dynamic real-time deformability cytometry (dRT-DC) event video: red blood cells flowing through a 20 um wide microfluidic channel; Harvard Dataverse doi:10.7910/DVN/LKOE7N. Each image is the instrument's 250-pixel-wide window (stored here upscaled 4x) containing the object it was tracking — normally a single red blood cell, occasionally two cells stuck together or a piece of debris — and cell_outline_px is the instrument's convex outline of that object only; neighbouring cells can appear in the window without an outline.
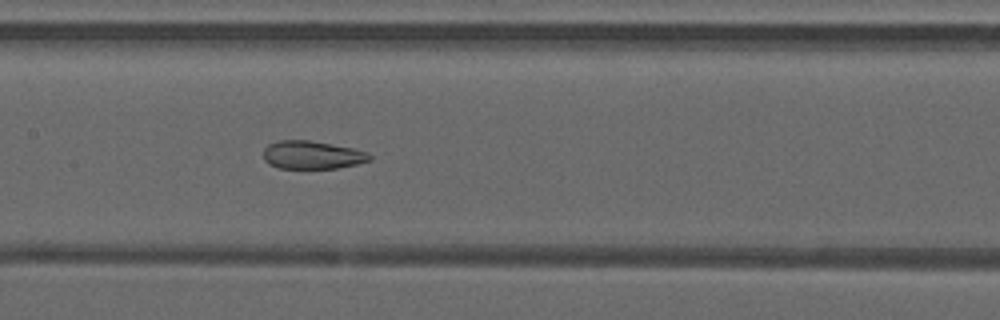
{"species": "common noctule bat (a hibernating species)", "species_latin": "Nyctalus noctula", "temperature_condition": "warm", "stored_images_in_passage": 41, "camera_frame_rate_fps": 3000, "um_per_image_px": 0.085, "animal": {"sex": "male", "forearm_length_mm": 52.5}, "frame": {"image": 1, "passage_image": 17, "time_ms": 5.333, "image_size_px": [1000, 320], "cell_outline_px": [[372, 160], [356, 164], [336, 168], [280, 168], [268, 164], [264, 160], [264, 148], [268, 144], [280, 140], [308, 140], [352, 148], [368, 152], [372, 156]], "centroid_in_image_um": [26.53, 13.17], "position_along_channel_um": 180.9, "area_um2": 17.34}}
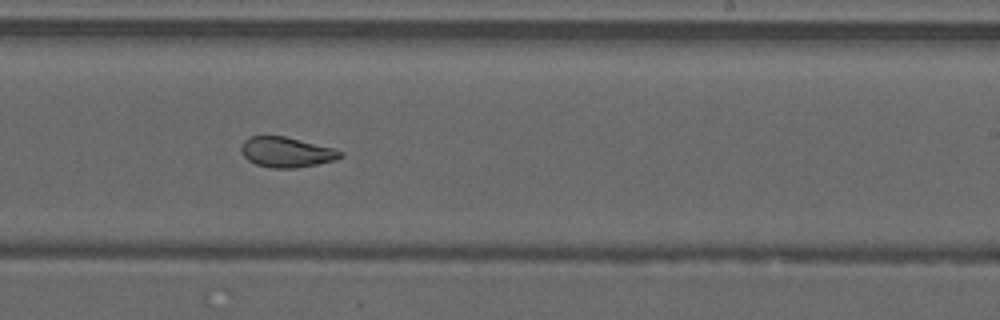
{"frame": {"image": 2, "passage_image": 23, "time_ms": 7.333, "image_size_px": [1000, 320], "cell_outline_px": [[344, 156], [336, 160], [296, 168], [272, 168], [256, 164], [248, 160], [240, 152], [240, 148], [244, 140], [248, 136], [284, 136], [332, 148], [344, 152]], "centroid_in_image_um": [24.33, 12.93], "position_along_channel_um": 264.7, "area_um2": 17.46}}
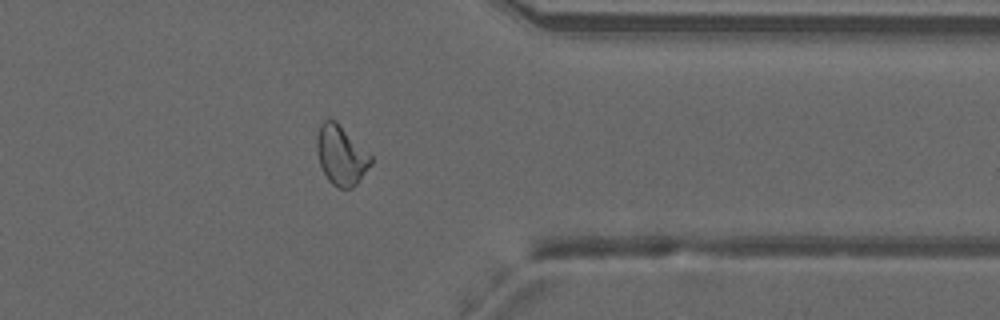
{"frame": {"image": 3, "passage_image": 32, "time_ms": 10.333, "image_size_px": [1000, 320], "cell_outline_px": [[372, 164], [356, 184], [352, 188], [336, 188], [328, 180], [320, 164], [316, 152], [316, 136], [320, 124], [328, 116], [336, 120], [372, 156]], "centroid_in_image_um": [28.97, 13.16], "position_along_channel_um": 382.4, "area_um2": 18.96}, "authors_computed_cell_mechanics": {"area_um2": 19.3052, "velocity_mm_per_s": 4.2126, "shape_relaxation_time_tau1_ms": null, "shape_relaxation_time_tau2_ms": 1.3761, "deformation_change_tau1": null, "deformation_change_tau2": 0.0837}}